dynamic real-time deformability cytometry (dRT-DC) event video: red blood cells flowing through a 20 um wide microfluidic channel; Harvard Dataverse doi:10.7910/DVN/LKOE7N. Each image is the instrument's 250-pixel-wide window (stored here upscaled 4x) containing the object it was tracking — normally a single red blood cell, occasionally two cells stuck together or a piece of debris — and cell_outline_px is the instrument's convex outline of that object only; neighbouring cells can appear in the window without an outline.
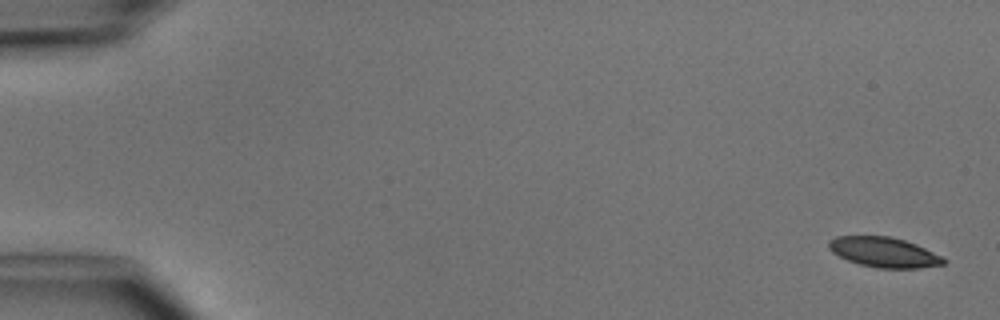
{"species": "common noctule bat (a hibernating species)", "species_latin": "Nyctalus noctula", "temperature_condition": "cold", "stored_images_in_passage": 6, "camera_frame_rate_fps": 3000, "um_per_image_px": 0.085, "animal": {"sex": "male", "body_mass_g": 15.6}, "frame": {"image": 1, "passage_image": 1, "time_ms": 0.0, "image_size_px": [1000, 320], "cell_outline_px": [[948, 260], [944, 264], [920, 268], [876, 268], [860, 264], [848, 260], [832, 252], [828, 248], [828, 240], [836, 236], [892, 236], [916, 244]], "centroid_in_image_um": [75.12, 21.43], "position_along_channel_um": 9.9, "area_um2": 20.06}}
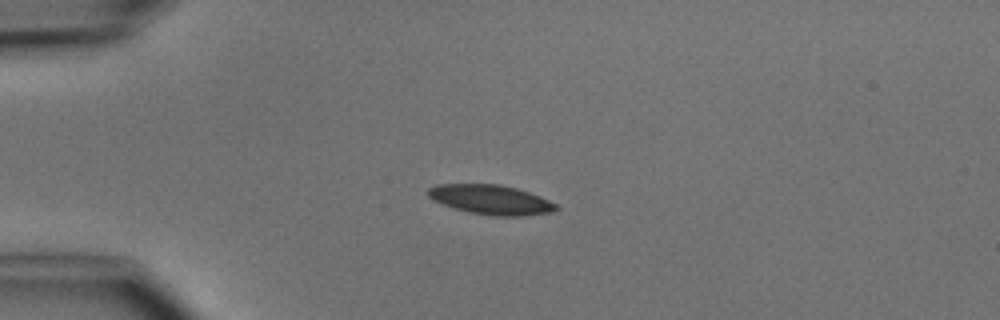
{"frame": {"image": 2, "passage_image": 4, "time_ms": 3.667, "image_size_px": [1000, 320], "cell_outline_px": [[560, 208], [552, 212], [524, 216], [492, 216], [468, 212], [452, 208], [428, 196], [428, 188], [436, 184], [500, 184], [516, 188], [540, 196], [556, 204]], "centroid_in_image_um": [41.74, 16.98], "position_along_channel_um": 43.3, "area_um2": 22.08}}